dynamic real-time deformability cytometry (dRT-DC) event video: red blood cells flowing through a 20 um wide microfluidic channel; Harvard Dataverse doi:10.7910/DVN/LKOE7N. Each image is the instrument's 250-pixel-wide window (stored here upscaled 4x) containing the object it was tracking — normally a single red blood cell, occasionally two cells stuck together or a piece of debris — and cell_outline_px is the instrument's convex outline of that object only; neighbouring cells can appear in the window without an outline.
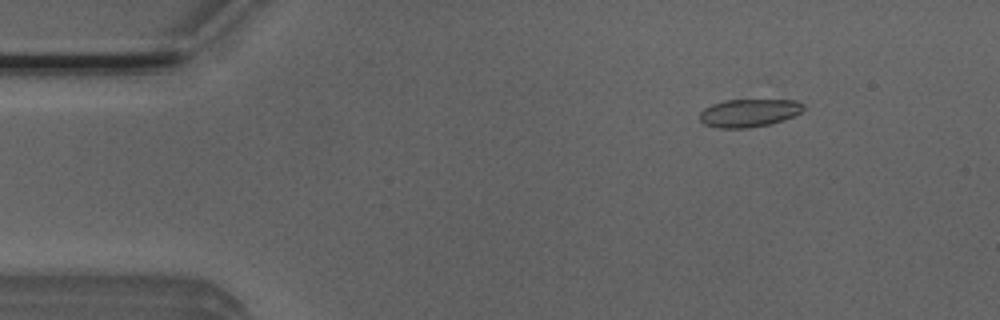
{"species": "Egyptian fruit bat (a non-hibernating species)", "species_latin": "Rousettus aegyptiacus", "temperature_condition": "room temperature", "stored_images_in_passage": 3, "camera_frame_rate_fps": 3000, "um_per_image_px": 0.085, "animal": {"sex": "male"}, "frame": {"image": 1, "passage_image": 1, "time_ms": 0.0, "image_size_px": [1000, 320], "cell_outline_px": [[804, 108], [800, 112], [784, 120], [768, 124], [748, 128], [720, 128], [704, 124], [700, 120], [700, 112], [704, 108], [712, 104], [724, 100], [796, 100], [804, 104]], "centroid_in_image_um": [63.65, 9.59], "position_along_channel_um": 21.4, "area_um2": 16.82}}